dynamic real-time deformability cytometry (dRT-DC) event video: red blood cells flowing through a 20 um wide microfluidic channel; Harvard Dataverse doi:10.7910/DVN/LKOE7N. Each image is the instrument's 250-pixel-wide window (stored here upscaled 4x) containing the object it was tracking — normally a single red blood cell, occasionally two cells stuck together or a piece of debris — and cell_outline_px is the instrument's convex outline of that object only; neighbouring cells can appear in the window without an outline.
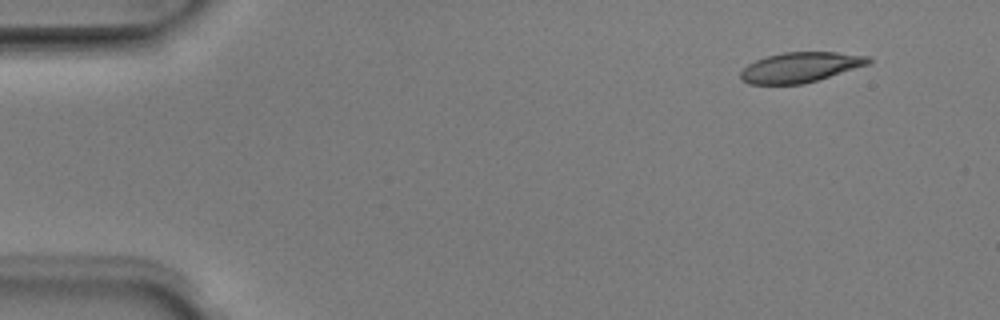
{"species": "Egyptian fruit bat (a non-hibernating species)", "species_latin": "Rousettus aegyptiacus", "temperature_condition": "room temperature", "stored_images_in_passage": 5, "camera_frame_rate_fps": 3000, "um_per_image_px": 0.085, "animal": {"sex": "male"}, "frame": {"image": 1, "passage_image": 2, "time_ms": 0.333, "image_size_px": [1000, 320], "cell_outline_px": [[872, 60], [868, 64], [804, 84], [748, 84], [740, 80], [740, 72], [748, 64], [756, 60], [768, 56], [784, 52], [836, 52], [872, 56]], "centroid_in_image_um": [68.02, 5.72], "position_along_channel_um": 17.0, "area_um2": 22.37}}
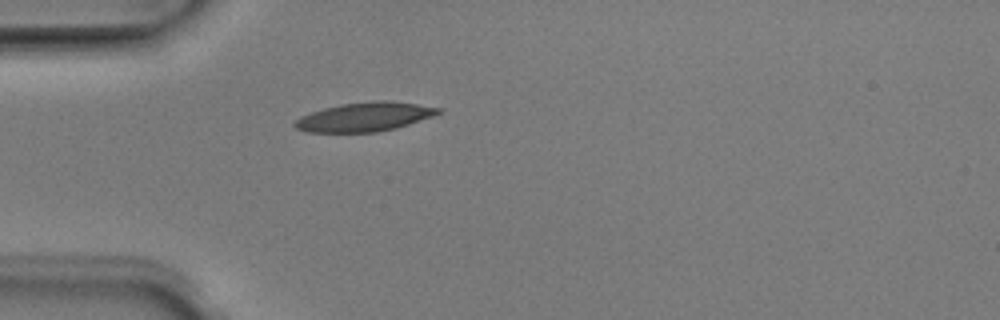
{"frame": {"image": 2, "passage_image": 5, "time_ms": 1.333, "image_size_px": [1000, 320], "cell_outline_px": [[444, 108], [440, 112], [432, 116], [396, 128], [376, 132], [308, 132], [296, 128], [292, 124], [300, 116], [324, 108], [340, 104], [376, 100], [392, 100]], "centroid_in_image_um": [31.0, 9.92], "position_along_channel_um": 54.0, "area_um2": 24.28}}